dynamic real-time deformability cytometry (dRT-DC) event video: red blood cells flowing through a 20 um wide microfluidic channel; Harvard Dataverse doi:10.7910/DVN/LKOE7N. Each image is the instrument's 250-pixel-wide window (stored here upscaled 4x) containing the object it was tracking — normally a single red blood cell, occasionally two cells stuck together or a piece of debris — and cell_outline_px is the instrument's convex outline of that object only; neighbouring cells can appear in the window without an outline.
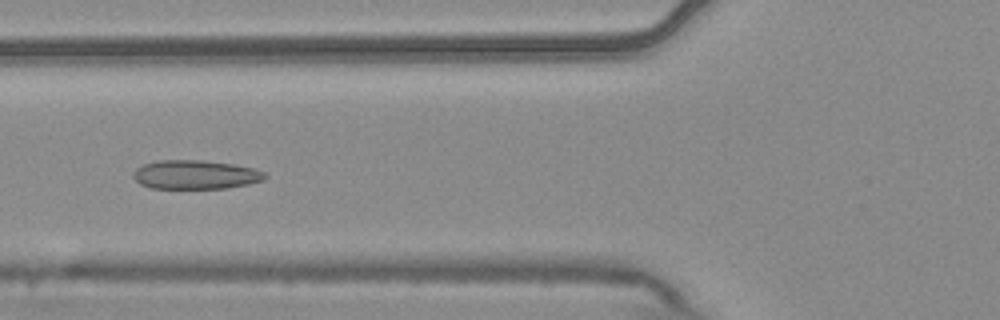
{"species": "common noctule bat (a hibernating species)", "species_latin": "Nyctalus noctula", "temperature_condition": "warm", "stored_images_in_passage": 6, "camera_frame_rate_fps": 3000, "um_per_image_px": 0.085, "animal": {"sex": "male", "body_mass_g": 20.4}, "frame": {"image": 1, "passage_image": 4, "time_ms": 1.0, "image_size_px": [1000, 320], "cell_outline_px": [[268, 176], [264, 180], [248, 184], [228, 188], [152, 188], [140, 184], [132, 176], [132, 172], [136, 168], [144, 164], [156, 160], [204, 160], [232, 164], [252, 168], [264, 172]], "centroid_in_image_um": [16.6, 14.84], "position_along_channel_um": 109.2, "area_um2": 22.25}}
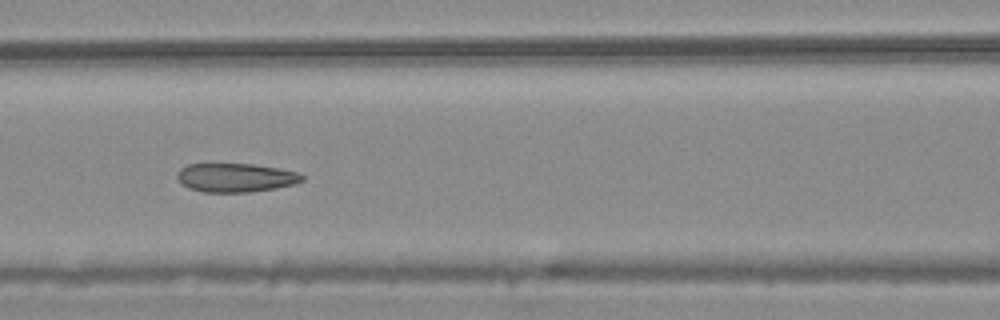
{"frame": {"image": 2, "passage_image": 5, "time_ms": 1.333, "image_size_px": [1000, 320], "cell_outline_px": [[304, 180], [296, 184], [276, 188], [248, 192], [204, 192], [188, 188], [176, 176], [176, 172], [180, 168], [188, 164], [252, 164], [300, 172], [304, 176]], "centroid_in_image_um": [20.05, 15.1], "position_along_channel_um": 146.5, "area_um2": 20.98}}
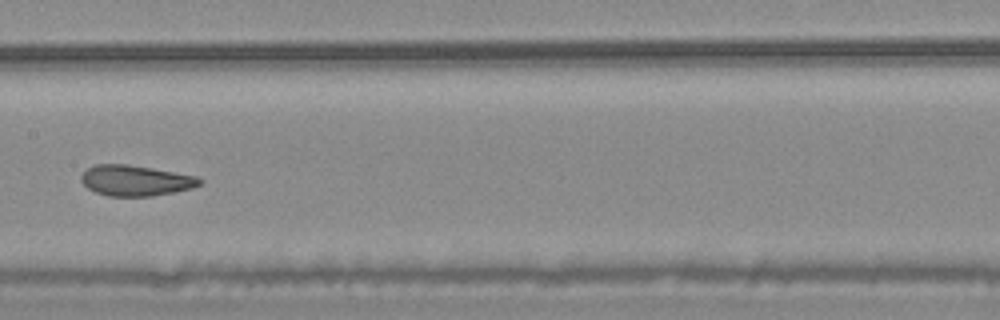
{"frame": {"image": 3, "passage_image": 6, "time_ms": 1.667, "image_size_px": [1000, 320], "cell_outline_px": [[204, 180], [200, 184], [192, 188], [176, 192], [152, 196], [108, 196], [96, 192], [88, 188], [80, 180], [80, 176], [88, 168], [96, 164], [128, 164], [152, 168], [196, 176]], "centroid_in_image_um": [11.53, 15.35], "position_along_channel_um": 195.9, "area_um2": 21.15}}